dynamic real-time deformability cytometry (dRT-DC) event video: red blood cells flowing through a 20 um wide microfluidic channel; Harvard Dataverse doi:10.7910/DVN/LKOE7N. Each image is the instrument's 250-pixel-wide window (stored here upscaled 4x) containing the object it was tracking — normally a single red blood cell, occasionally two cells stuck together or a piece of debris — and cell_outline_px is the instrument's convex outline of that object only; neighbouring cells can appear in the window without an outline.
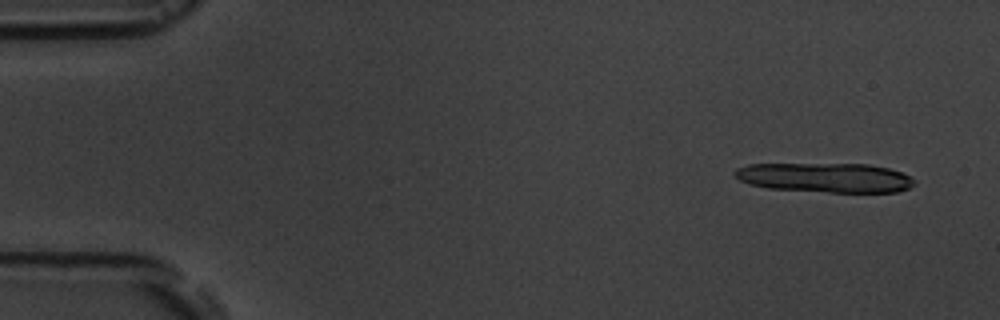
{"species": "common noctule bat (a hibernating species)", "species_latin": "Nyctalus noctula", "temperature_condition": "room temperature", "stored_images_in_passage": 5, "camera_frame_rate_fps": 3000, "um_per_image_px": 0.085, "animal": {"sex": "male", "body_mass_g": 19.5, "forearm_length_mm": 54.6}, "frame": {"image": 1, "passage_image": 1, "time_ms": 0.0, "image_size_px": [1000, 320], "cell_outline_px": [[916, 184], [908, 188], [896, 192], [828, 192], [768, 188], [752, 184], [740, 180], [732, 172], [736, 168], [748, 164], [868, 164], [888, 168], [900, 172], [916, 180]], "centroid_in_image_um": [70.15, 15.09], "position_along_channel_um": 14.8, "area_um2": 30.81}}